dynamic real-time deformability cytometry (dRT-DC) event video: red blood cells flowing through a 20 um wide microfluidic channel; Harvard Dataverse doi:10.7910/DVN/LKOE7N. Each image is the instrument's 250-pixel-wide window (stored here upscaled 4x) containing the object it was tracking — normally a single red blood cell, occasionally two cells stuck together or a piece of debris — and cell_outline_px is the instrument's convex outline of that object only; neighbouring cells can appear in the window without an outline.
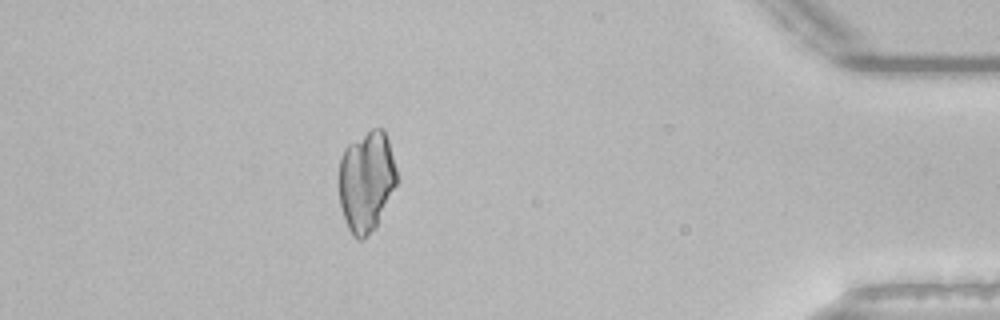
{"species": "common noctule bat (a hibernating species)", "species_latin": "Nyctalus noctula", "temperature_condition": "room temperature", "stored_images_in_passage": 53, "camera_frame_rate_fps": 3000, "um_per_image_px": 0.085, "animal": {"sex": "male", "body_mass_g": 21.5, "forearm_length_mm": 52.0}, "frame": {"image": 1, "passage_image": 47, "time_ms": 15.333, "image_size_px": [1000, 320], "cell_outline_px": [[396, 184], [376, 228], [364, 240], [356, 240], [352, 236], [348, 228], [340, 204], [340, 156], [344, 148], [348, 144], [372, 128], [384, 128], [388, 140], [396, 168]], "centroid_in_image_um": [31.14, 15.43], "position_along_channel_um": 404.1, "area_um2": 33.93}}